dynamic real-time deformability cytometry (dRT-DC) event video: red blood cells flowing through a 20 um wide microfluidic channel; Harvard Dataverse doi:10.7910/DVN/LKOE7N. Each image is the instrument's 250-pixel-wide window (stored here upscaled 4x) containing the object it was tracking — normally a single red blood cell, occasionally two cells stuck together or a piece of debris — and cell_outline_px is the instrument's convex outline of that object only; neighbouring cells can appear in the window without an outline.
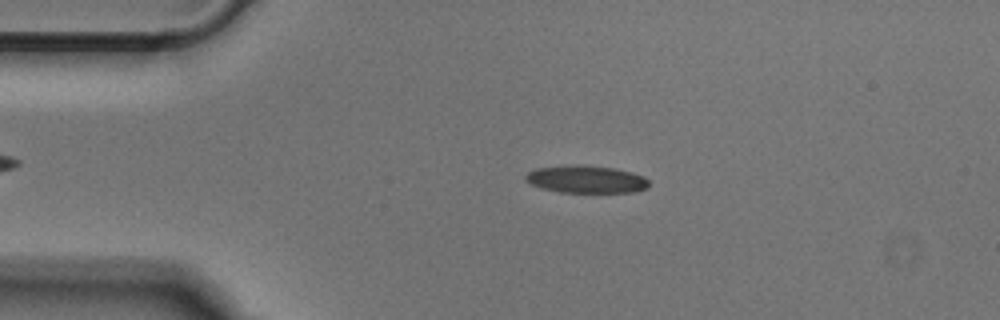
{"species": "Egyptian fruit bat (a non-hibernating species)", "species_latin": "Rousettus aegyptiacus", "temperature_condition": "cold", "stored_images_in_passage": 51, "camera_frame_rate_fps": 3000, "um_per_image_px": 0.085, "animal": {"sex": "male"}, "frame": {"image": 1, "passage_image": 10, "time_ms": 3.0, "image_size_px": [1000, 320], "cell_outline_px": [[648, 188], [636, 192], [560, 192], [540, 188], [524, 180], [524, 176], [528, 172], [536, 168], [616, 168], [632, 172], [644, 176], [648, 180]], "centroid_in_image_um": [49.88, 15.3], "position_along_channel_um": 35.1, "area_um2": 18.79}}
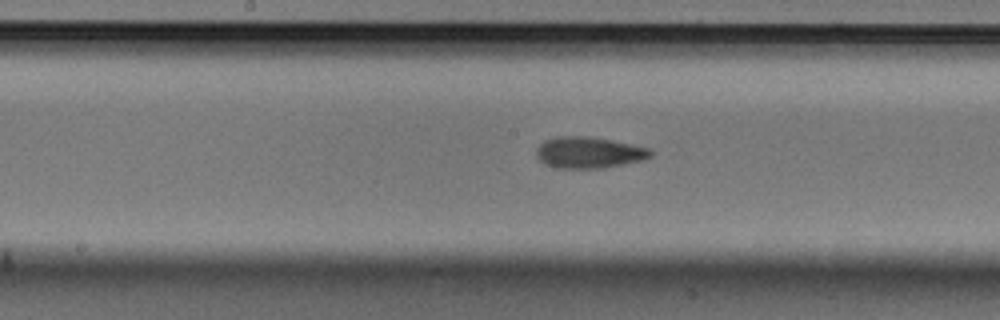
{"frame": {"image": 2, "passage_image": 25, "time_ms": 8.0, "image_size_px": [1000, 320], "cell_outline_px": [[652, 156], [644, 160], [604, 168], [556, 168], [544, 164], [536, 156], [536, 148], [544, 140], [556, 136], [588, 136], [612, 140], [652, 148]], "centroid_in_image_um": [50.06, 12.96], "position_along_channel_um": 198.1, "area_um2": 21.15}}
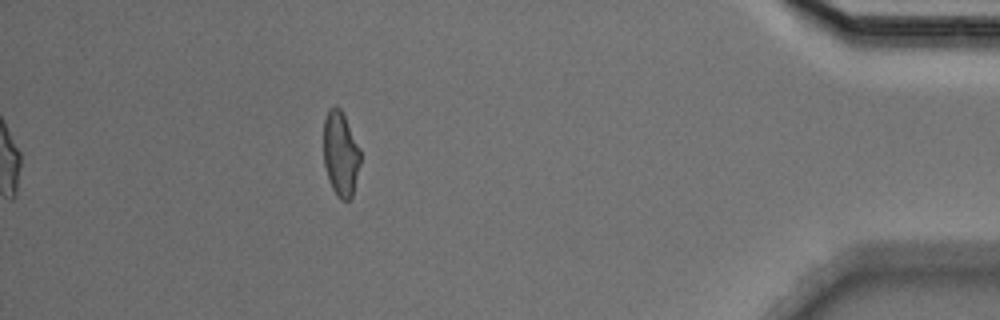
{"frame": {"image": 3, "passage_image": 45, "time_ms": 14.667, "image_size_px": [1000, 320], "cell_outline_px": [[360, 164], [352, 196], [348, 200], [340, 200], [336, 196], [328, 180], [324, 164], [324, 120], [328, 108], [336, 104], [340, 108], [360, 148]], "centroid_in_image_um": [28.94, 13.07], "position_along_channel_um": 406.3, "area_um2": 18.26}}